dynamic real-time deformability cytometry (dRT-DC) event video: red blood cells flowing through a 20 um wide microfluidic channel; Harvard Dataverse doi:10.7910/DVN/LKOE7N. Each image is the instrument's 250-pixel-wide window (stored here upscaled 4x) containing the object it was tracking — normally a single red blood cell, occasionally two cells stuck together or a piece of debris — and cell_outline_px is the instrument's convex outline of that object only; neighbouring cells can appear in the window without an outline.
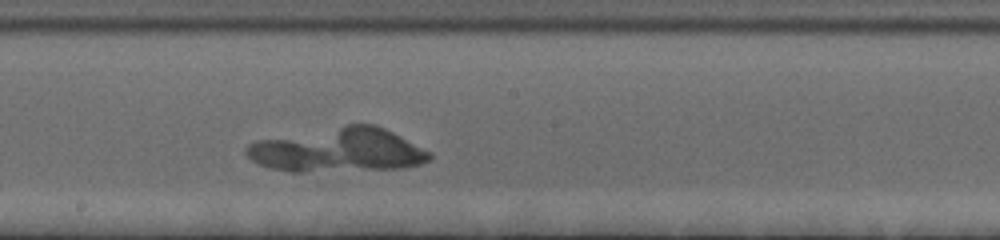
{"species": "human", "species_latin": "Homo sapiens", "temperature_condition": "cold", "stored_images_in_passage": 46, "camera_frame_rate_fps": 3000, "um_per_image_px": 0.085, "donor": {"sex": "female"}, "frame": {"image": 1, "passage_image": 20, "time_ms": 6.333, "image_size_px": [1000, 240], "cell_outline_px": [[432, 156], [428, 160], [420, 164], [408, 168], [304, 172], [292, 172], [268, 168], [256, 164], [244, 152], [244, 148], [248, 144], [256, 140], [348, 124], [376, 124], [432, 152]], "centroid_in_image_um": [28.7, 12.77], "position_along_channel_um": 219.5, "area_um2": 47.45}}